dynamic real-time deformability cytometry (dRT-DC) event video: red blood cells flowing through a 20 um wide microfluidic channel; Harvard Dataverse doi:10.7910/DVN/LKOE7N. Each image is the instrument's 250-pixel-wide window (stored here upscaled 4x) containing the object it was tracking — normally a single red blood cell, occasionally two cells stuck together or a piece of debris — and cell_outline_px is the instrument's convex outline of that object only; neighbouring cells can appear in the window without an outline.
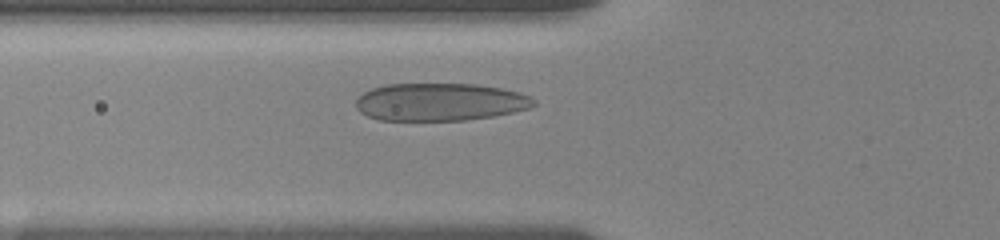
{"species": "human", "species_latin": "Homo sapiens", "temperature_condition": "room temperature", "stored_images_in_passage": 39, "camera_frame_rate_fps": 3000, "um_per_image_px": 0.085, "donor": {"sex": "female"}, "frame": {"image": 1, "passage_image": 11, "time_ms": 3.333, "image_size_px": [1000, 240], "cell_outline_px": [[536, 104], [528, 108], [512, 112], [492, 116], [464, 120], [380, 120], [368, 116], [360, 112], [356, 108], [356, 100], [364, 92], [372, 88], [384, 84], [476, 84], [500, 88], [520, 92], [536, 100]], "centroid_in_image_um": [37.38, 8.66], "position_along_channel_um": 88.4, "area_um2": 38.96}}
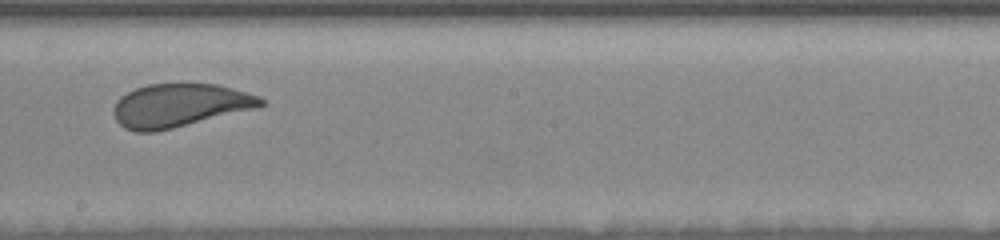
{"frame": {"image": 2, "passage_image": 23, "time_ms": 7.333, "image_size_px": [1000, 240], "cell_outline_px": [[264, 104], [260, 108], [156, 132], [136, 132], [124, 128], [116, 120], [112, 112], [112, 108], [116, 100], [120, 96], [136, 88], [148, 84], [216, 84], [232, 88], [260, 96], [264, 100]], "centroid_in_image_um": [15.26, 8.97], "position_along_channel_um": 232.9, "area_um2": 37.51}}
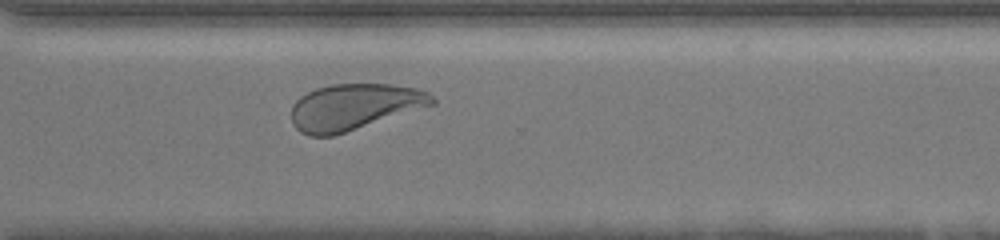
{"frame": {"image": 3, "passage_image": 32, "time_ms": 10.333, "image_size_px": [1000, 240], "cell_outline_px": [[436, 104], [332, 136], [308, 136], [300, 132], [292, 124], [292, 104], [300, 96], [316, 88], [332, 84], [388, 84], [420, 88], [428, 92], [436, 100]], "centroid_in_image_um": [30.1, 9.08], "position_along_channel_um": 340.5, "area_um2": 37.92}, "authors_computed_cell_mechanics": {"area_um2": 38.6682, "velocity_mm_per_s": 3.5959, "shape_relaxation_time_tau1_ms": 3.1665, "shape_relaxation_time_tau2_ms": null, "deformation_change_tau1": 0.1283, "deformation_change_tau2": null}}